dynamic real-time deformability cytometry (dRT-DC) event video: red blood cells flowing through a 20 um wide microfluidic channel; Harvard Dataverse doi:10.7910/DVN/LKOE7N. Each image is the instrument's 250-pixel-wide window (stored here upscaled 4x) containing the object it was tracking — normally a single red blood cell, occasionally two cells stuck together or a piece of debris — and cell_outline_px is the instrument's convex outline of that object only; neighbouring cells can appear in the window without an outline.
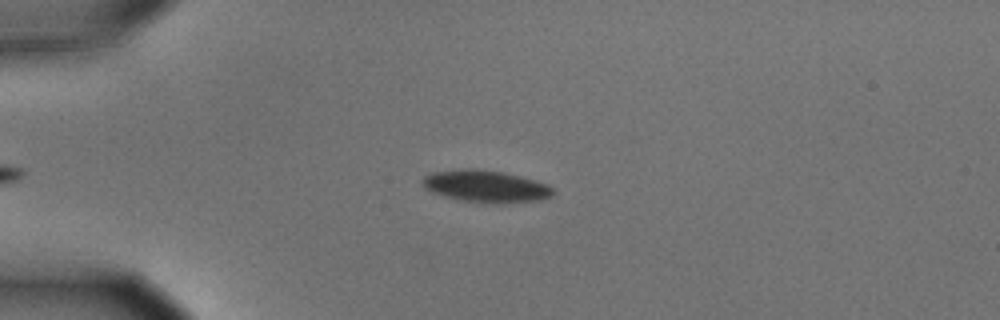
{"species": "common noctule bat (a hibernating species)", "species_latin": "Nyctalus noctula", "temperature_condition": "cold", "stored_images_in_passage": 44, "camera_frame_rate_fps": 3000, "um_per_image_px": 0.085, "animal": {"sex": "male", "body_mass_g": 15.6}, "frame": {"image": 1, "passage_image": 7, "time_ms": 2.0, "image_size_px": [1000, 320], "cell_outline_px": [[556, 192], [552, 196], [540, 200], [460, 200], [444, 196], [432, 192], [424, 188], [420, 180], [424, 176], [432, 172], [464, 168], [476, 168], [504, 172], [520, 176], [548, 184]], "centroid_in_image_um": [41.23, 15.77], "position_along_channel_um": 43.8, "area_um2": 23.52}}
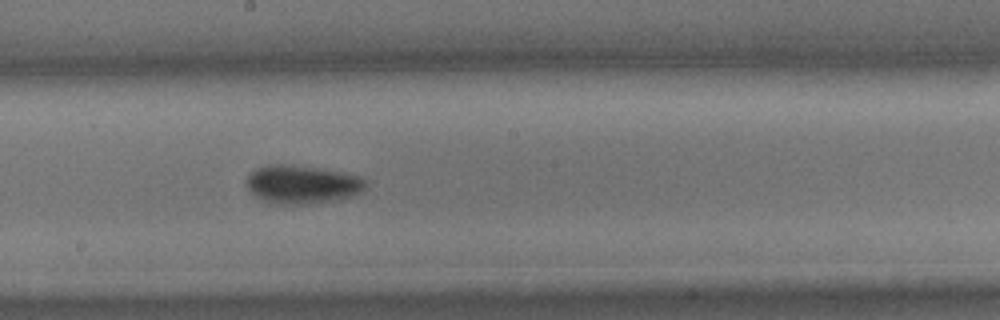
{"frame": {"image": 2, "passage_image": 24, "time_ms": 7.667, "image_size_px": [1000, 320], "cell_outline_px": [[364, 188], [360, 192], [348, 196], [332, 200], [308, 204], [276, 204], [264, 200], [256, 196], [248, 188], [248, 176], [256, 168], [268, 164], [292, 164], [340, 172], [356, 176], [364, 180]], "centroid_in_image_um": [25.62, 15.66], "position_along_channel_um": 222.6, "area_um2": 26.01}}
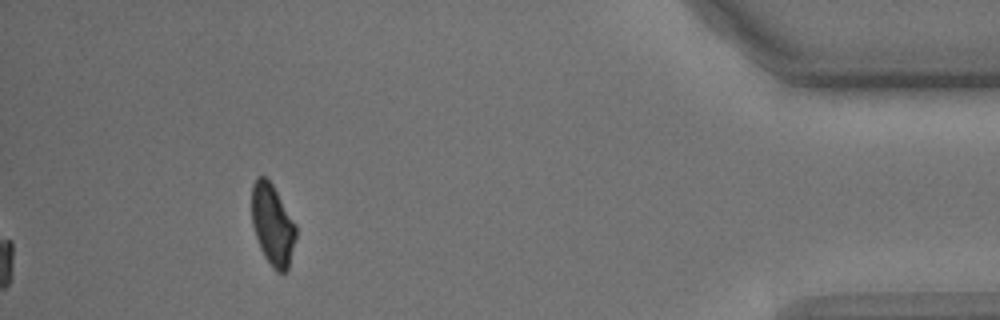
{"frame": {"image": 3, "passage_image": 44, "time_ms": 14.333, "image_size_px": [1000, 320], "cell_outline_px": [[296, 236], [288, 268], [284, 272], [276, 272], [272, 268], [264, 256], [260, 248], [252, 224], [252, 184], [256, 176], [264, 176], [272, 184], [296, 224]], "centroid_in_image_um": [23.16, 19.1], "position_along_channel_um": 412.0, "area_um2": 20.81}, "authors_computed_cell_mechanics": {"area_um2": 23.987, "velocity_mm_per_s": 3.6162, "shape_relaxation_time_tau1_ms": 2.3614, "shape_relaxation_time_tau2_ms": null, "deformation_change_tau1": 0.087, "deformation_change_tau2": null}}